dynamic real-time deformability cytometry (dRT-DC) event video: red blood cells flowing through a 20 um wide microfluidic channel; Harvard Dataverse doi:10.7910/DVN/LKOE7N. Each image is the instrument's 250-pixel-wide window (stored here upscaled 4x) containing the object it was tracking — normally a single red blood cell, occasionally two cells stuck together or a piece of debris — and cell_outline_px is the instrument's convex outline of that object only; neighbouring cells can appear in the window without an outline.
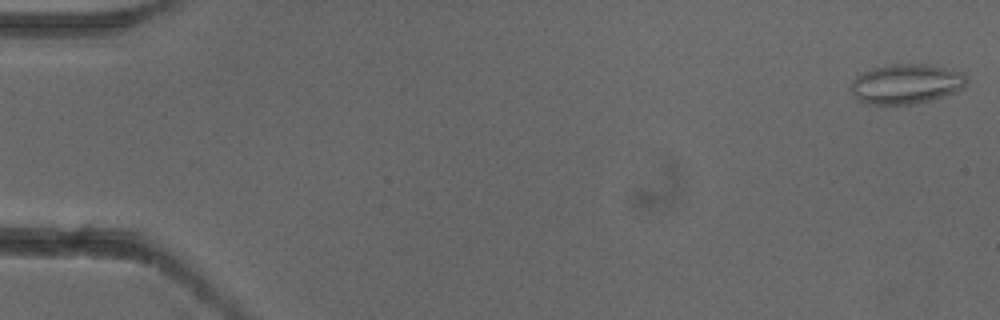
{"species": "common noctule bat (a hibernating species)", "species_latin": "Nyctalus noctula", "temperature_condition": "cold", "stored_images_in_passage": 4, "camera_frame_rate_fps": 3000, "um_per_image_px": 0.085, "animal": {"sex": "female"}, "frame": {"image": 1, "passage_image": 1, "time_ms": 0.0, "image_size_px": [1000, 320], "cell_outline_px": [[968, 80], [964, 88], [928, 100], [912, 104], [864, 104], [856, 100], [852, 92], [852, 80], [856, 76], [872, 68], [892, 64], [928, 64], [952, 68], [964, 72]], "centroid_in_image_um": [77.03, 7.11], "position_along_channel_um": 8.0, "area_um2": 26.93}}